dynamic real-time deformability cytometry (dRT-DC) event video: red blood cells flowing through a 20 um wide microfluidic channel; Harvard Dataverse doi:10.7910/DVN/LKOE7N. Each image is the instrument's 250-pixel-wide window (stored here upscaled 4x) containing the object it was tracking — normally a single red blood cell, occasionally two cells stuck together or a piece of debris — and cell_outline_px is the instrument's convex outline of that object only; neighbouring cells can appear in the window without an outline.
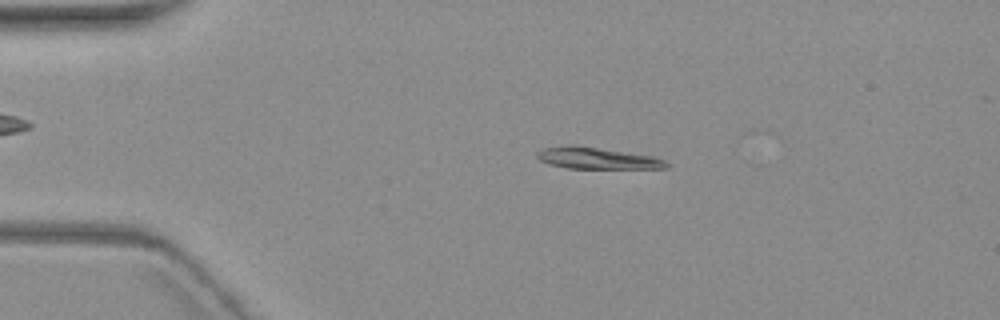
{"species": "common noctule bat (a hibernating species)", "species_latin": "Nyctalus noctula", "temperature_condition": "warm", "stored_images_in_passage": 5, "camera_frame_rate_fps": 3000, "um_per_image_px": 0.085, "animal": {"sex": "female", "body_mass_g": 19.3, "forearm_length_mm": 54.1}, "frame": {"image": 1, "passage_image": 2, "time_ms": 1.0, "image_size_px": [1000, 320], "cell_outline_px": [[672, 164], [668, 168], [568, 168], [548, 164], [540, 160], [536, 156], [536, 152], [544, 148], [568, 144], [572, 144], [652, 156], [664, 160]], "centroid_in_image_um": [50.73, 13.44], "position_along_channel_um": 34.3, "area_um2": 16.18}}
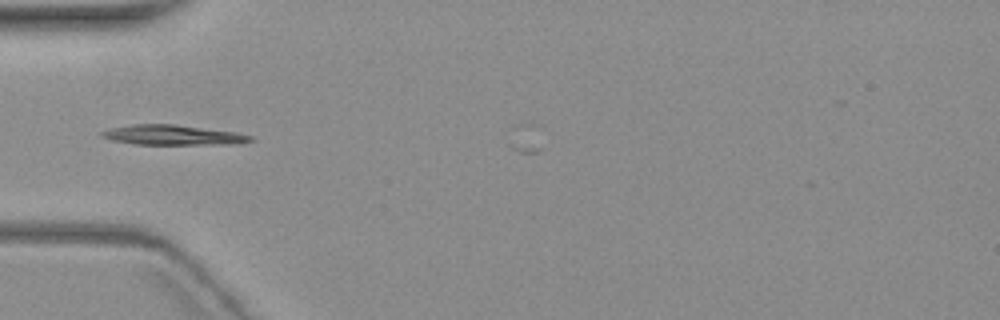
{"frame": {"image": 2, "passage_image": 4, "time_ms": 3.333, "image_size_px": [1000, 320], "cell_outline_px": [[256, 140], [240, 144], [136, 144], [112, 140], [100, 136], [100, 132], [112, 128], [132, 124], [172, 124], [236, 132], [252, 136]], "centroid_in_image_um": [14.74, 11.48], "position_along_channel_um": 70.3, "area_um2": 17.22}}